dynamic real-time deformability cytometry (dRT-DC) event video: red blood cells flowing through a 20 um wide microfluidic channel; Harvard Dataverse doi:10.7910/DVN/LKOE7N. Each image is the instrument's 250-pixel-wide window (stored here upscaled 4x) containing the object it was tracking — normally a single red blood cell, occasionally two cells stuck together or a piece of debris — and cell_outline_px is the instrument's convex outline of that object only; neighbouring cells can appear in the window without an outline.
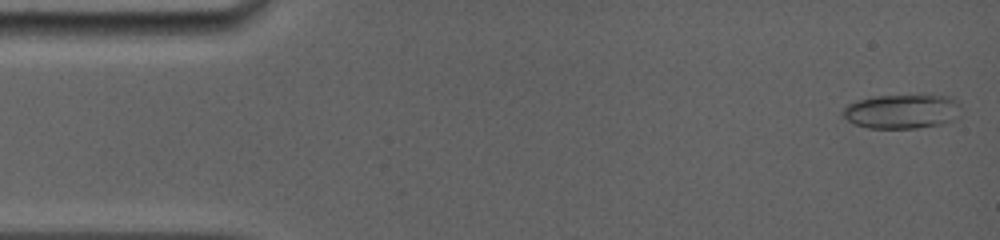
{"species": "common noctule bat (a hibernating species)", "species_latin": "Nyctalus noctula", "temperature_condition": "room temperature", "stored_images_in_passage": 51, "camera_frame_rate_fps": 5000, "um_per_image_px": 0.085, "animal": {"sex": "female", "body_mass_g": 19.0, "forearm_length_mm": 56.7}, "frame": {"image": 1, "passage_image": 2, "time_ms": 0.2, "image_size_px": [1000, 240], "cell_outline_px": [[960, 116], [952, 120], [940, 124], [916, 128], [868, 128], [852, 124], [840, 112], [848, 104], [860, 100], [876, 96], [952, 96], [960, 100]], "centroid_in_image_um": [76.7, 9.48], "position_along_channel_um": 8.3, "area_um2": 23.64}}
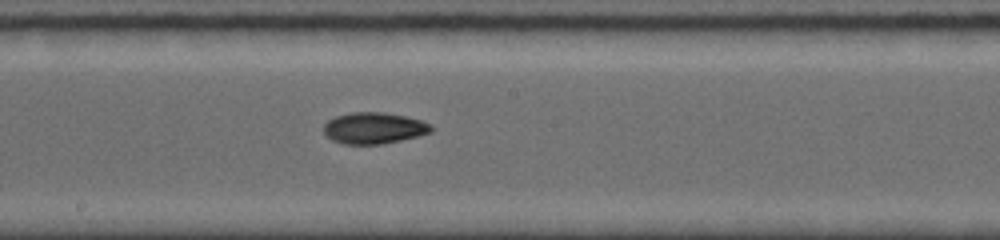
{"frame": {"image": 2, "passage_image": 31, "time_ms": 8.4, "image_size_px": [1000, 240], "cell_outline_px": [[436, 128], [432, 132], [400, 140], [380, 144], [344, 144], [332, 140], [324, 132], [324, 124], [328, 120], [336, 116], [352, 112], [384, 112], [404, 116], [420, 120], [432, 124]], "centroid_in_image_um": [31.81, 10.88], "position_along_channel_um": 216.4, "area_um2": 19.59}}
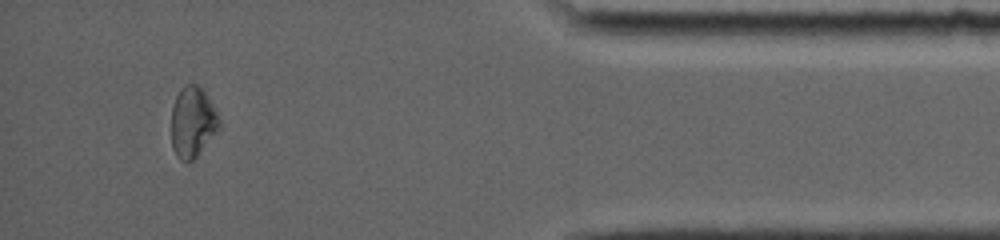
{"frame": {"image": 3, "passage_image": 48, "time_ms": 14.4, "image_size_px": [1000, 240], "cell_outline_px": [[220, 128], [196, 156], [192, 160], [180, 160], [176, 156], [172, 148], [172, 108], [176, 96], [180, 88], [184, 84], [196, 84], [208, 96], [220, 120]], "centroid_in_image_um": [16.36, 10.36], "position_along_channel_um": 418.8, "area_um2": 19.48}, "authors_computed_cell_mechanics": {"area_um2": 19.7098, "velocity_mm_per_s": 3.9548, "shape_relaxation_time_tau1_ms": 6.0336, "shape_relaxation_time_tau2_ms": null, "deformation_change_tau1": 0.1312, "deformation_change_tau2": null}}